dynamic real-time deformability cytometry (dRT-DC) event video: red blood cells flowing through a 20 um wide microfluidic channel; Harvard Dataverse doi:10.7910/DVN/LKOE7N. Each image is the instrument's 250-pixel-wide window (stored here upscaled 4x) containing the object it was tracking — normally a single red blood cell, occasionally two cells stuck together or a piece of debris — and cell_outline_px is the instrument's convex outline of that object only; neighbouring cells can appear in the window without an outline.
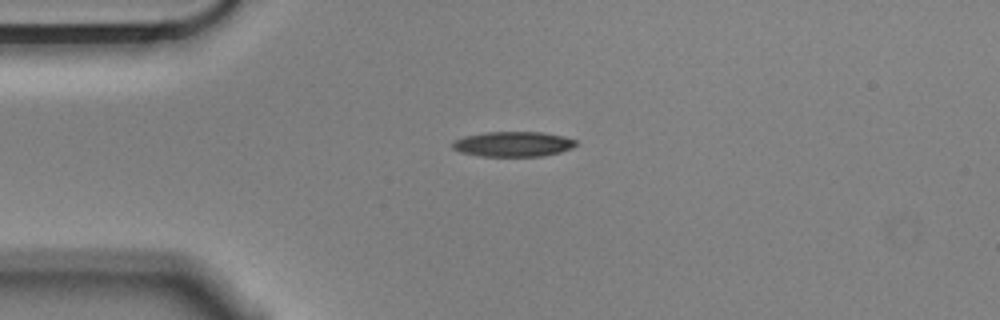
{"species": "Egyptian fruit bat (a non-hibernating species)", "species_latin": "Rousettus aegyptiacus", "temperature_condition": "cold", "stored_images_in_passage": 44, "camera_frame_rate_fps": 3000, "um_per_image_px": 0.085, "animal": {"sex": "male"}, "frame": {"image": 1, "passage_image": 1, "time_ms": 0.0, "image_size_px": [1000, 320], "cell_outline_px": [[576, 144], [572, 148], [560, 152], [544, 156], [480, 156], [460, 152], [452, 148], [452, 140], [464, 136], [484, 132], [544, 132], [564, 136], [576, 140]], "centroid_in_image_um": [43.6, 12.24], "position_along_channel_um": 41.4, "area_um2": 18.21}}
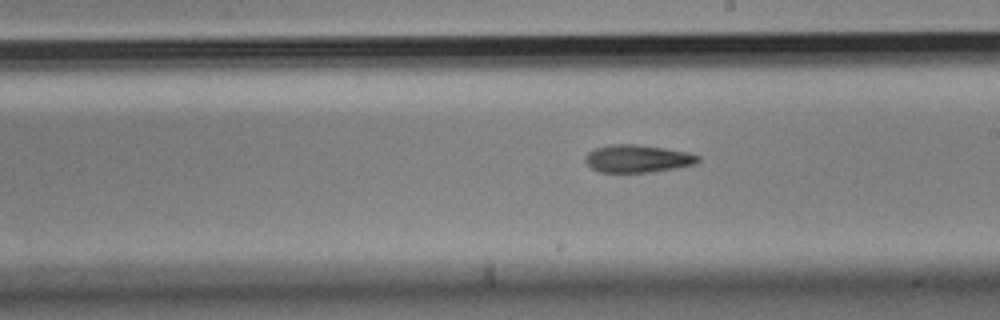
{"frame": {"image": 2, "passage_image": 19, "time_ms": 6.0, "image_size_px": [1000, 320], "cell_outline_px": [[700, 160], [696, 164], [676, 168], [652, 172], [600, 172], [592, 168], [584, 160], [584, 156], [588, 152], [596, 148], [612, 144], [636, 144], [664, 148], [688, 152], [700, 156]], "centroid_in_image_um": [54.21, 13.48], "position_along_channel_um": 234.8, "area_um2": 18.21}}
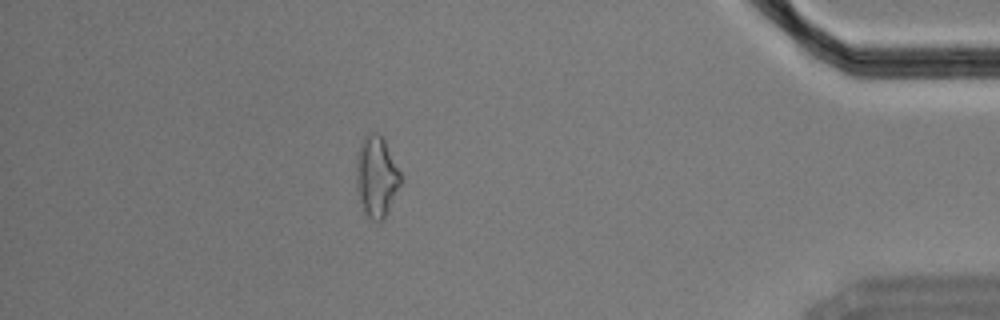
{"frame": {"image": 3, "passage_image": 37, "time_ms": 12.0, "image_size_px": [1000, 320], "cell_outline_px": [[400, 184], [388, 212], [380, 220], [372, 220], [364, 212], [356, 188], [356, 160], [360, 144], [364, 136], [368, 132], [376, 132], [384, 140], [400, 172]], "centroid_in_image_um": [31.97, 14.99], "position_along_channel_um": 403.2, "area_um2": 20.58}, "authors_computed_cell_mechanics": {"area_um2": 18.7272, "velocity_mm_per_s": 3.5641, "shape_relaxation_time_tau1_ms": null, "shape_relaxation_time_tau2_ms": 8.284, "deformation_change_tau1": null, "deformation_change_tau2": 0.2043}}